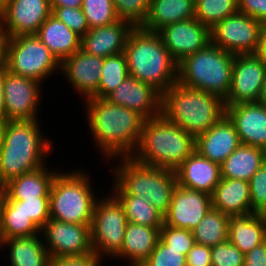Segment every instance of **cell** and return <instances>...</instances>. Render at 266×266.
<instances>
[{"mask_svg":"<svg viewBox=\"0 0 266 266\" xmlns=\"http://www.w3.org/2000/svg\"><path fill=\"white\" fill-rule=\"evenodd\" d=\"M266 161V150L241 144L221 165V177L249 181Z\"/></svg>","mask_w":266,"mask_h":266,"instance_id":"1f68e13d","label":"cell"},{"mask_svg":"<svg viewBox=\"0 0 266 266\" xmlns=\"http://www.w3.org/2000/svg\"><path fill=\"white\" fill-rule=\"evenodd\" d=\"M104 198V199H103ZM128 220L119 200L112 194L97 200L90 226L93 252L102 260L121 250Z\"/></svg>","mask_w":266,"mask_h":266,"instance_id":"30bf717a","label":"cell"},{"mask_svg":"<svg viewBox=\"0 0 266 266\" xmlns=\"http://www.w3.org/2000/svg\"><path fill=\"white\" fill-rule=\"evenodd\" d=\"M102 260L94 252L79 256L50 258L49 266H101Z\"/></svg>","mask_w":266,"mask_h":266,"instance_id":"f6af8a7d","label":"cell"},{"mask_svg":"<svg viewBox=\"0 0 266 266\" xmlns=\"http://www.w3.org/2000/svg\"><path fill=\"white\" fill-rule=\"evenodd\" d=\"M230 216L211 208L192 230L195 243L213 247L228 240Z\"/></svg>","mask_w":266,"mask_h":266,"instance_id":"d6a6232c","label":"cell"},{"mask_svg":"<svg viewBox=\"0 0 266 266\" xmlns=\"http://www.w3.org/2000/svg\"><path fill=\"white\" fill-rule=\"evenodd\" d=\"M228 240L245 255L266 241V219L258 213L230 216Z\"/></svg>","mask_w":266,"mask_h":266,"instance_id":"4316f807","label":"cell"},{"mask_svg":"<svg viewBox=\"0 0 266 266\" xmlns=\"http://www.w3.org/2000/svg\"><path fill=\"white\" fill-rule=\"evenodd\" d=\"M240 145L235 126L226 115L207 132L195 138V151L219 165Z\"/></svg>","mask_w":266,"mask_h":266,"instance_id":"44dd1931","label":"cell"},{"mask_svg":"<svg viewBox=\"0 0 266 266\" xmlns=\"http://www.w3.org/2000/svg\"><path fill=\"white\" fill-rule=\"evenodd\" d=\"M6 123H7L6 120L0 119V149L3 145V138H4V131H5Z\"/></svg>","mask_w":266,"mask_h":266,"instance_id":"11a10c76","label":"cell"},{"mask_svg":"<svg viewBox=\"0 0 266 266\" xmlns=\"http://www.w3.org/2000/svg\"><path fill=\"white\" fill-rule=\"evenodd\" d=\"M141 266H187L183 251L170 249L160 238L148 259Z\"/></svg>","mask_w":266,"mask_h":266,"instance_id":"f35d334b","label":"cell"},{"mask_svg":"<svg viewBox=\"0 0 266 266\" xmlns=\"http://www.w3.org/2000/svg\"><path fill=\"white\" fill-rule=\"evenodd\" d=\"M42 83L11 73L5 68L4 99L6 121L39 120Z\"/></svg>","mask_w":266,"mask_h":266,"instance_id":"5bb4252c","label":"cell"},{"mask_svg":"<svg viewBox=\"0 0 266 266\" xmlns=\"http://www.w3.org/2000/svg\"><path fill=\"white\" fill-rule=\"evenodd\" d=\"M5 67H0V119L6 120V108L4 99Z\"/></svg>","mask_w":266,"mask_h":266,"instance_id":"681fc988","label":"cell"},{"mask_svg":"<svg viewBox=\"0 0 266 266\" xmlns=\"http://www.w3.org/2000/svg\"><path fill=\"white\" fill-rule=\"evenodd\" d=\"M21 207L40 229L50 219L49 197L21 200Z\"/></svg>","mask_w":266,"mask_h":266,"instance_id":"ee69618b","label":"cell"},{"mask_svg":"<svg viewBox=\"0 0 266 266\" xmlns=\"http://www.w3.org/2000/svg\"><path fill=\"white\" fill-rule=\"evenodd\" d=\"M51 7L81 8L83 0H49Z\"/></svg>","mask_w":266,"mask_h":266,"instance_id":"f907efd6","label":"cell"},{"mask_svg":"<svg viewBox=\"0 0 266 266\" xmlns=\"http://www.w3.org/2000/svg\"><path fill=\"white\" fill-rule=\"evenodd\" d=\"M195 151V138L163 115L144 121L131 157L144 165L175 171Z\"/></svg>","mask_w":266,"mask_h":266,"instance_id":"277c9868","label":"cell"},{"mask_svg":"<svg viewBox=\"0 0 266 266\" xmlns=\"http://www.w3.org/2000/svg\"><path fill=\"white\" fill-rule=\"evenodd\" d=\"M9 0H0V11L7 5Z\"/></svg>","mask_w":266,"mask_h":266,"instance_id":"9f6ffc18","label":"cell"},{"mask_svg":"<svg viewBox=\"0 0 266 266\" xmlns=\"http://www.w3.org/2000/svg\"><path fill=\"white\" fill-rule=\"evenodd\" d=\"M52 15L63 22L69 29L78 34L81 38L89 30V26L81 8L72 7H51Z\"/></svg>","mask_w":266,"mask_h":266,"instance_id":"b9f144b4","label":"cell"},{"mask_svg":"<svg viewBox=\"0 0 266 266\" xmlns=\"http://www.w3.org/2000/svg\"><path fill=\"white\" fill-rule=\"evenodd\" d=\"M241 144L266 150V107L257 102L225 107Z\"/></svg>","mask_w":266,"mask_h":266,"instance_id":"ffe728a7","label":"cell"},{"mask_svg":"<svg viewBox=\"0 0 266 266\" xmlns=\"http://www.w3.org/2000/svg\"><path fill=\"white\" fill-rule=\"evenodd\" d=\"M51 14L49 0H9L0 11V25L6 38L36 34Z\"/></svg>","mask_w":266,"mask_h":266,"instance_id":"9a60e30c","label":"cell"},{"mask_svg":"<svg viewBox=\"0 0 266 266\" xmlns=\"http://www.w3.org/2000/svg\"><path fill=\"white\" fill-rule=\"evenodd\" d=\"M244 266H266V241L245 254Z\"/></svg>","mask_w":266,"mask_h":266,"instance_id":"c3c4849f","label":"cell"},{"mask_svg":"<svg viewBox=\"0 0 266 266\" xmlns=\"http://www.w3.org/2000/svg\"><path fill=\"white\" fill-rule=\"evenodd\" d=\"M82 171H58L50 189V219L91 225L98 197L94 195L90 176Z\"/></svg>","mask_w":266,"mask_h":266,"instance_id":"ba28073f","label":"cell"},{"mask_svg":"<svg viewBox=\"0 0 266 266\" xmlns=\"http://www.w3.org/2000/svg\"><path fill=\"white\" fill-rule=\"evenodd\" d=\"M162 115L194 138L207 132L224 115V100L178 82L162 94Z\"/></svg>","mask_w":266,"mask_h":266,"instance_id":"8992f818","label":"cell"},{"mask_svg":"<svg viewBox=\"0 0 266 266\" xmlns=\"http://www.w3.org/2000/svg\"><path fill=\"white\" fill-rule=\"evenodd\" d=\"M81 9L89 29L108 26L120 20L116 15L113 0H83Z\"/></svg>","mask_w":266,"mask_h":266,"instance_id":"8d00e7d4","label":"cell"},{"mask_svg":"<svg viewBox=\"0 0 266 266\" xmlns=\"http://www.w3.org/2000/svg\"><path fill=\"white\" fill-rule=\"evenodd\" d=\"M256 55L262 60V62L266 66V27L262 33L261 41L259 43Z\"/></svg>","mask_w":266,"mask_h":266,"instance_id":"816d5d0a","label":"cell"},{"mask_svg":"<svg viewBox=\"0 0 266 266\" xmlns=\"http://www.w3.org/2000/svg\"><path fill=\"white\" fill-rule=\"evenodd\" d=\"M6 35L0 25V67L4 66Z\"/></svg>","mask_w":266,"mask_h":266,"instance_id":"f5cc1de1","label":"cell"},{"mask_svg":"<svg viewBox=\"0 0 266 266\" xmlns=\"http://www.w3.org/2000/svg\"><path fill=\"white\" fill-rule=\"evenodd\" d=\"M262 215L266 219V211Z\"/></svg>","mask_w":266,"mask_h":266,"instance_id":"6f0895ef","label":"cell"},{"mask_svg":"<svg viewBox=\"0 0 266 266\" xmlns=\"http://www.w3.org/2000/svg\"><path fill=\"white\" fill-rule=\"evenodd\" d=\"M157 33L177 63L211 42L210 29L195 17L166 25Z\"/></svg>","mask_w":266,"mask_h":266,"instance_id":"2e32d148","label":"cell"},{"mask_svg":"<svg viewBox=\"0 0 266 266\" xmlns=\"http://www.w3.org/2000/svg\"><path fill=\"white\" fill-rule=\"evenodd\" d=\"M121 158V160H120ZM115 170L111 193L142 197L165 215L177 186L173 170L148 166L135 161L131 156L113 158Z\"/></svg>","mask_w":266,"mask_h":266,"instance_id":"5b68a950","label":"cell"},{"mask_svg":"<svg viewBox=\"0 0 266 266\" xmlns=\"http://www.w3.org/2000/svg\"><path fill=\"white\" fill-rule=\"evenodd\" d=\"M43 166L36 171L22 174L7 182L2 191L11 200L36 199L37 197H49L52 182L57 174Z\"/></svg>","mask_w":266,"mask_h":266,"instance_id":"f1b7e54d","label":"cell"},{"mask_svg":"<svg viewBox=\"0 0 266 266\" xmlns=\"http://www.w3.org/2000/svg\"><path fill=\"white\" fill-rule=\"evenodd\" d=\"M212 208L211 196L186 187L176 186L164 224L193 230Z\"/></svg>","mask_w":266,"mask_h":266,"instance_id":"e0dca14e","label":"cell"},{"mask_svg":"<svg viewBox=\"0 0 266 266\" xmlns=\"http://www.w3.org/2000/svg\"><path fill=\"white\" fill-rule=\"evenodd\" d=\"M101 69L98 90L92 96L95 98H106L129 75L126 56L123 52L103 58Z\"/></svg>","mask_w":266,"mask_h":266,"instance_id":"e575fe53","label":"cell"},{"mask_svg":"<svg viewBox=\"0 0 266 266\" xmlns=\"http://www.w3.org/2000/svg\"><path fill=\"white\" fill-rule=\"evenodd\" d=\"M187 266H211V247L195 243L186 255Z\"/></svg>","mask_w":266,"mask_h":266,"instance_id":"7dc6e473","label":"cell"},{"mask_svg":"<svg viewBox=\"0 0 266 266\" xmlns=\"http://www.w3.org/2000/svg\"><path fill=\"white\" fill-rule=\"evenodd\" d=\"M4 67L44 84L54 71H60V62L35 34H30L6 38Z\"/></svg>","mask_w":266,"mask_h":266,"instance_id":"9c48e42d","label":"cell"},{"mask_svg":"<svg viewBox=\"0 0 266 266\" xmlns=\"http://www.w3.org/2000/svg\"><path fill=\"white\" fill-rule=\"evenodd\" d=\"M238 10L266 26V0H238Z\"/></svg>","mask_w":266,"mask_h":266,"instance_id":"bcb514c9","label":"cell"},{"mask_svg":"<svg viewBox=\"0 0 266 266\" xmlns=\"http://www.w3.org/2000/svg\"><path fill=\"white\" fill-rule=\"evenodd\" d=\"M212 208L229 216L252 213L249 182L222 178L211 195Z\"/></svg>","mask_w":266,"mask_h":266,"instance_id":"cb8c5ba5","label":"cell"},{"mask_svg":"<svg viewBox=\"0 0 266 266\" xmlns=\"http://www.w3.org/2000/svg\"><path fill=\"white\" fill-rule=\"evenodd\" d=\"M244 257L229 240L211 247V266H244Z\"/></svg>","mask_w":266,"mask_h":266,"instance_id":"60d3db41","label":"cell"},{"mask_svg":"<svg viewBox=\"0 0 266 266\" xmlns=\"http://www.w3.org/2000/svg\"><path fill=\"white\" fill-rule=\"evenodd\" d=\"M90 226L49 219L40 234L50 258L93 253Z\"/></svg>","mask_w":266,"mask_h":266,"instance_id":"4fadbf2b","label":"cell"},{"mask_svg":"<svg viewBox=\"0 0 266 266\" xmlns=\"http://www.w3.org/2000/svg\"><path fill=\"white\" fill-rule=\"evenodd\" d=\"M248 182L252 213L263 214L266 211V161Z\"/></svg>","mask_w":266,"mask_h":266,"instance_id":"7bdbcfd3","label":"cell"},{"mask_svg":"<svg viewBox=\"0 0 266 266\" xmlns=\"http://www.w3.org/2000/svg\"><path fill=\"white\" fill-rule=\"evenodd\" d=\"M159 238L158 228L128 222L122 248L114 259H126L129 266H141L155 249Z\"/></svg>","mask_w":266,"mask_h":266,"instance_id":"d4e9b609","label":"cell"},{"mask_svg":"<svg viewBox=\"0 0 266 266\" xmlns=\"http://www.w3.org/2000/svg\"><path fill=\"white\" fill-rule=\"evenodd\" d=\"M41 129L39 120L7 121L0 149V191L13 178L47 164L54 147Z\"/></svg>","mask_w":266,"mask_h":266,"instance_id":"7a4b0ae2","label":"cell"},{"mask_svg":"<svg viewBox=\"0 0 266 266\" xmlns=\"http://www.w3.org/2000/svg\"><path fill=\"white\" fill-rule=\"evenodd\" d=\"M177 185L212 195L221 179L220 165L194 151L176 170Z\"/></svg>","mask_w":266,"mask_h":266,"instance_id":"603a6c76","label":"cell"},{"mask_svg":"<svg viewBox=\"0 0 266 266\" xmlns=\"http://www.w3.org/2000/svg\"><path fill=\"white\" fill-rule=\"evenodd\" d=\"M42 240L41 234L1 240V249L10 250V266H49L50 255Z\"/></svg>","mask_w":266,"mask_h":266,"instance_id":"4dcf8cb0","label":"cell"},{"mask_svg":"<svg viewBox=\"0 0 266 266\" xmlns=\"http://www.w3.org/2000/svg\"><path fill=\"white\" fill-rule=\"evenodd\" d=\"M86 118L92 140L105 161L129 157L136 150L145 119L124 106L105 98L90 97L84 101Z\"/></svg>","mask_w":266,"mask_h":266,"instance_id":"6da1fadb","label":"cell"},{"mask_svg":"<svg viewBox=\"0 0 266 266\" xmlns=\"http://www.w3.org/2000/svg\"><path fill=\"white\" fill-rule=\"evenodd\" d=\"M265 25L253 17L236 12L210 29L211 42L233 54H256Z\"/></svg>","mask_w":266,"mask_h":266,"instance_id":"8fae6325","label":"cell"},{"mask_svg":"<svg viewBox=\"0 0 266 266\" xmlns=\"http://www.w3.org/2000/svg\"><path fill=\"white\" fill-rule=\"evenodd\" d=\"M134 26L125 20L111 25L91 28L81 38V50L102 58L124 52L129 33Z\"/></svg>","mask_w":266,"mask_h":266,"instance_id":"7402d4cb","label":"cell"},{"mask_svg":"<svg viewBox=\"0 0 266 266\" xmlns=\"http://www.w3.org/2000/svg\"><path fill=\"white\" fill-rule=\"evenodd\" d=\"M35 35L59 62L81 49V37L52 14Z\"/></svg>","mask_w":266,"mask_h":266,"instance_id":"484cf974","label":"cell"},{"mask_svg":"<svg viewBox=\"0 0 266 266\" xmlns=\"http://www.w3.org/2000/svg\"><path fill=\"white\" fill-rule=\"evenodd\" d=\"M123 53L129 76L150 84L162 94L177 83L178 63L157 32L134 27L128 35Z\"/></svg>","mask_w":266,"mask_h":266,"instance_id":"3957f363","label":"cell"},{"mask_svg":"<svg viewBox=\"0 0 266 266\" xmlns=\"http://www.w3.org/2000/svg\"><path fill=\"white\" fill-rule=\"evenodd\" d=\"M235 54L212 42L178 63L177 82L187 88L215 94L223 100L231 87Z\"/></svg>","mask_w":266,"mask_h":266,"instance_id":"52a82bcc","label":"cell"},{"mask_svg":"<svg viewBox=\"0 0 266 266\" xmlns=\"http://www.w3.org/2000/svg\"><path fill=\"white\" fill-rule=\"evenodd\" d=\"M257 103L264 105L266 107V78L262 85L261 92L257 100Z\"/></svg>","mask_w":266,"mask_h":266,"instance_id":"db71d44e","label":"cell"},{"mask_svg":"<svg viewBox=\"0 0 266 266\" xmlns=\"http://www.w3.org/2000/svg\"><path fill=\"white\" fill-rule=\"evenodd\" d=\"M102 66V57L89 55L80 49L60 62V72L73 86L74 91L86 100L98 90Z\"/></svg>","mask_w":266,"mask_h":266,"instance_id":"d6986e66","label":"cell"},{"mask_svg":"<svg viewBox=\"0 0 266 266\" xmlns=\"http://www.w3.org/2000/svg\"><path fill=\"white\" fill-rule=\"evenodd\" d=\"M265 78L266 66L256 54H236L225 107L257 102Z\"/></svg>","mask_w":266,"mask_h":266,"instance_id":"7c38bea8","label":"cell"},{"mask_svg":"<svg viewBox=\"0 0 266 266\" xmlns=\"http://www.w3.org/2000/svg\"><path fill=\"white\" fill-rule=\"evenodd\" d=\"M160 239L170 247L177 251H183V255H187L195 244L193 231L188 229H179L163 224L160 228Z\"/></svg>","mask_w":266,"mask_h":266,"instance_id":"ab89813d","label":"cell"},{"mask_svg":"<svg viewBox=\"0 0 266 266\" xmlns=\"http://www.w3.org/2000/svg\"><path fill=\"white\" fill-rule=\"evenodd\" d=\"M105 99L137 112L145 120L162 115V93L129 75Z\"/></svg>","mask_w":266,"mask_h":266,"instance_id":"ac0fdd59","label":"cell"},{"mask_svg":"<svg viewBox=\"0 0 266 266\" xmlns=\"http://www.w3.org/2000/svg\"><path fill=\"white\" fill-rule=\"evenodd\" d=\"M41 229L26 215L21 201L11 200L0 191V239L40 235Z\"/></svg>","mask_w":266,"mask_h":266,"instance_id":"83f0119b","label":"cell"},{"mask_svg":"<svg viewBox=\"0 0 266 266\" xmlns=\"http://www.w3.org/2000/svg\"><path fill=\"white\" fill-rule=\"evenodd\" d=\"M195 17V0H150V10L142 29L158 32L166 25Z\"/></svg>","mask_w":266,"mask_h":266,"instance_id":"f546056e","label":"cell"},{"mask_svg":"<svg viewBox=\"0 0 266 266\" xmlns=\"http://www.w3.org/2000/svg\"><path fill=\"white\" fill-rule=\"evenodd\" d=\"M238 11V0H195V19L209 29Z\"/></svg>","mask_w":266,"mask_h":266,"instance_id":"d590c367","label":"cell"},{"mask_svg":"<svg viewBox=\"0 0 266 266\" xmlns=\"http://www.w3.org/2000/svg\"><path fill=\"white\" fill-rule=\"evenodd\" d=\"M121 203L128 222L160 228L164 224V215L142 197L133 195H114Z\"/></svg>","mask_w":266,"mask_h":266,"instance_id":"836d02e7","label":"cell"},{"mask_svg":"<svg viewBox=\"0 0 266 266\" xmlns=\"http://www.w3.org/2000/svg\"><path fill=\"white\" fill-rule=\"evenodd\" d=\"M116 15L120 20L141 27L148 17L150 0H113Z\"/></svg>","mask_w":266,"mask_h":266,"instance_id":"74e56055","label":"cell"}]
</instances>
